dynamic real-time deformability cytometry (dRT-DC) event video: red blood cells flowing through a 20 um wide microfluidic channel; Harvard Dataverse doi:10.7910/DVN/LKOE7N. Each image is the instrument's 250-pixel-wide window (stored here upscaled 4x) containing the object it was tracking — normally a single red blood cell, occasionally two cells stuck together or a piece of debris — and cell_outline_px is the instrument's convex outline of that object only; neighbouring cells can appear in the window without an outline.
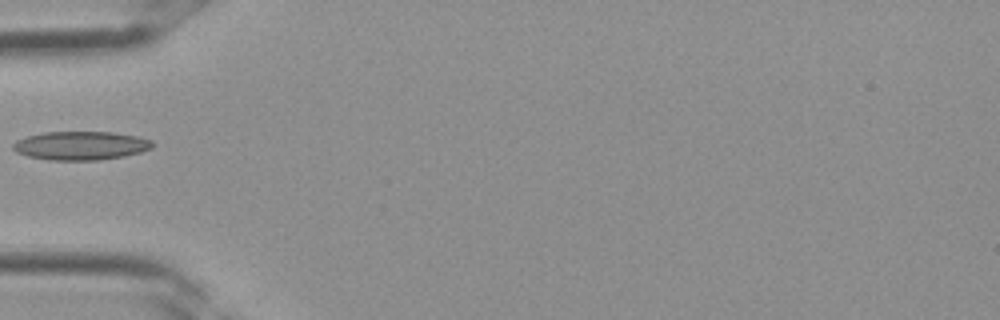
{"species": "Egyptian fruit bat (a non-hibernating species)", "species_latin": "Rousettus aegyptiacus", "temperature_condition": "room temperature", "stored_images_in_passage": 4, "camera_frame_rate_fps": 3000, "um_per_image_px": 0.085, "frame": {"image": 1, "passage_image": 4, "time_ms": 1.0, "image_size_px": [1000, 320], "cell_outline_px": [[156, 144], [152, 148], [140, 152], [124, 156], [100, 160], [48, 160], [28, 156], [16, 152], [12, 148], [12, 144], [16, 140], [28, 136], [44, 132], [112, 132], [140, 136], [152, 140]], "centroid_in_image_um": [6.9, 12.37], "position_along_channel_um": 78.1, "area_um2": 23.47}}